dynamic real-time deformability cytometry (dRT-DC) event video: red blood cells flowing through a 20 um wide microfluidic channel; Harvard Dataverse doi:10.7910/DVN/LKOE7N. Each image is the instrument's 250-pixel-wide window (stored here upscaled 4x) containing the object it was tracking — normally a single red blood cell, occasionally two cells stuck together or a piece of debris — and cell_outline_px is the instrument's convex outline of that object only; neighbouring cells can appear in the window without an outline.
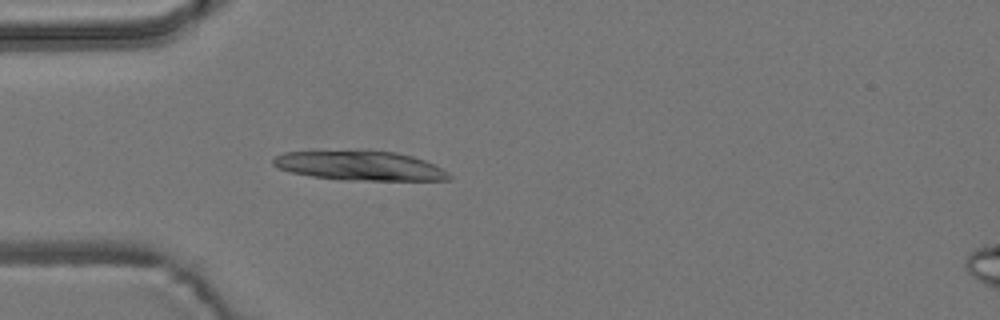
{"species": "common noctule bat (a hibernating species)", "species_latin": "Nyctalus noctula", "temperature_condition": "room temperature", "stored_images_in_passage": 4, "camera_frame_rate_fps": 3000, "um_per_image_px": 0.085, "animal": {"sex": "male", "body_mass_g": 19.2, "forearm_length_mm": 51.8}, "frame": {"image": 1, "passage_image": 4, "time_ms": 3.333, "image_size_px": [1000, 320], "cell_outline_px": [[452, 180], [344, 180], [312, 176], [288, 172], [276, 168], [272, 164], [272, 160], [276, 156], [284, 152], [356, 148], [360, 148], [396, 152], [412, 156], [436, 164], [448, 172], [452, 176]], "centroid_in_image_um": [30.56, 14.05], "position_along_channel_um": 54.4, "area_um2": 31.39}}